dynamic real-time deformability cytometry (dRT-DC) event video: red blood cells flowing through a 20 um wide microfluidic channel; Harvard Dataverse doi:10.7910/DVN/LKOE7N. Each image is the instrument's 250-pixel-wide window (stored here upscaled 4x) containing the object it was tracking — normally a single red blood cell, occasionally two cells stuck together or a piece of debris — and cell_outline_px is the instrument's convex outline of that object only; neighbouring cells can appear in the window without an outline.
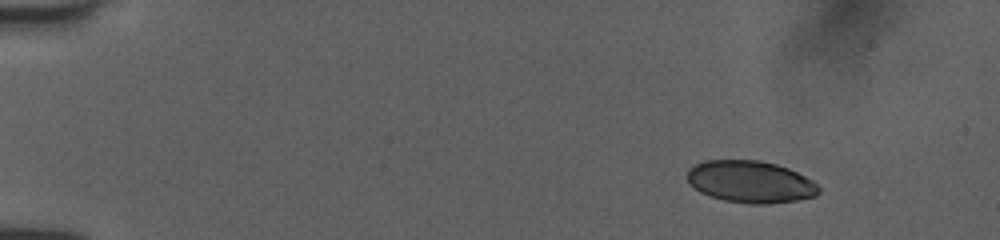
{"species": "human", "species_latin": "Homo sapiens", "temperature_condition": "room temperature", "stored_images_in_passage": 46, "camera_frame_rate_fps": 3000, "um_per_image_px": 0.085, "donor": {"sex": "female"}, "frame": {"image": 1, "passage_image": 1, "time_ms": 0.0, "image_size_px": [1000, 240], "cell_outline_px": [[820, 192], [816, 196], [796, 200], [768, 204], [752, 204], [724, 200], [700, 192], [688, 180], [688, 168], [704, 160], [760, 160], [776, 164], [788, 168], [812, 180], [820, 188]], "centroid_in_image_um": [63.81, 15.44], "position_along_channel_um": 21.2, "area_um2": 32.02}}
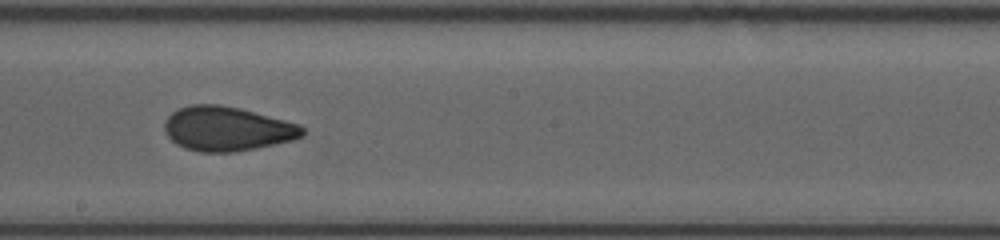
{"frame": {"image": 2, "passage_image": 25, "time_ms": 8.0, "image_size_px": [1000, 240], "cell_outline_px": [[304, 136], [292, 140], [256, 148], [236, 152], [200, 152], [184, 148], [176, 144], [164, 132], [164, 120], [172, 112], [188, 104], [220, 104], [240, 108], [300, 124], [304, 128]], "centroid_in_image_um": [19.28, 10.94], "position_along_channel_um": 228.9, "area_um2": 35.89}}
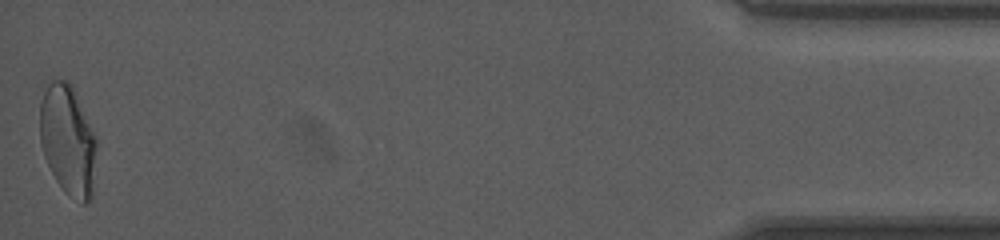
{"frame": {"image": 3, "passage_image": 46, "time_ms": 15.0, "image_size_px": [1000, 240], "cell_outline_px": [[96, 144], [92, 200], [84, 204], [80, 204], [64, 192], [56, 180], [44, 156], [40, 144], [40, 100], [48, 84], [52, 80], [68, 80], [72, 84], [96, 136]], "centroid_in_image_um": [5.77, 11.93], "position_along_channel_um": 429.4, "area_um2": 36.7}, "authors_computed_cell_mechanics": {"area_um2": 34.9112, "velocity_mm_per_s": 4.049, "shape_relaxation_time_tau1_ms": 8.9844, "shape_relaxation_time_tau2_ms": 1.128, "deformation_change_tau1": 0.2, "deformation_change_tau2": 0.0692}}